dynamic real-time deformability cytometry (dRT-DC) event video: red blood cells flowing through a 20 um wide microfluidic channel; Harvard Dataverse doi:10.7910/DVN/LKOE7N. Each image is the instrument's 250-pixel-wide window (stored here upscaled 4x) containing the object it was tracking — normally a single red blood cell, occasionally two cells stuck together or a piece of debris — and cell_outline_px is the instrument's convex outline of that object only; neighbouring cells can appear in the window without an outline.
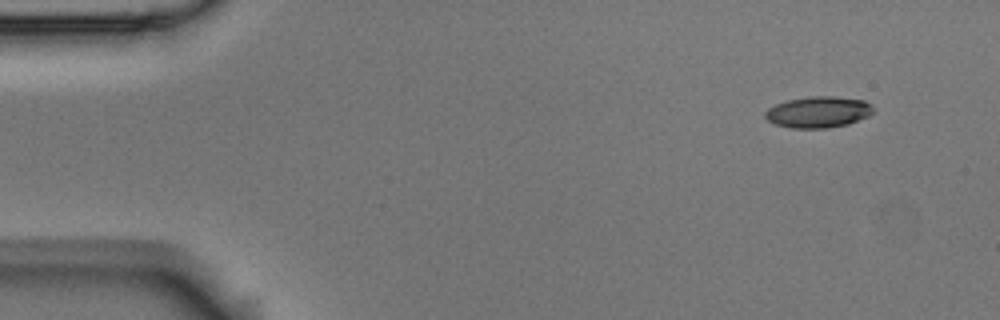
{"species": "Egyptian fruit bat (a non-hibernating species)", "species_latin": "Rousettus aegyptiacus", "temperature_condition": "room temperature", "stored_images_in_passage": 4, "camera_frame_rate_fps": 3000, "um_per_image_px": 0.085, "animal": {"sex": "male"}, "frame": {"image": 1, "passage_image": 1, "time_ms": 0.0, "image_size_px": [1000, 320], "cell_outline_px": [[872, 112], [868, 116], [848, 124], [828, 128], [792, 128], [776, 124], [768, 120], [764, 116], [764, 112], [768, 108], [776, 104], [788, 100], [812, 96], [836, 96], [864, 100], [872, 104]], "centroid_in_image_um": [69.56, 9.52], "position_along_channel_um": 15.4, "area_um2": 19.65}}
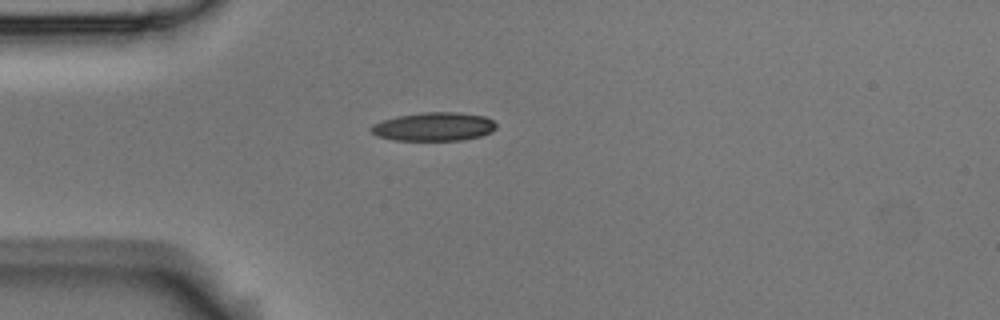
{"frame": {"image": 2, "passage_image": 4, "time_ms": 1.0, "image_size_px": [1000, 320], "cell_outline_px": [[496, 128], [492, 132], [480, 136], [460, 140], [396, 140], [376, 136], [368, 128], [372, 124], [396, 116], [424, 112], [456, 112], [484, 116], [492, 120], [496, 124]], "centroid_in_image_um": [36.86, 10.76], "position_along_channel_um": 48.1, "area_um2": 20.81}}